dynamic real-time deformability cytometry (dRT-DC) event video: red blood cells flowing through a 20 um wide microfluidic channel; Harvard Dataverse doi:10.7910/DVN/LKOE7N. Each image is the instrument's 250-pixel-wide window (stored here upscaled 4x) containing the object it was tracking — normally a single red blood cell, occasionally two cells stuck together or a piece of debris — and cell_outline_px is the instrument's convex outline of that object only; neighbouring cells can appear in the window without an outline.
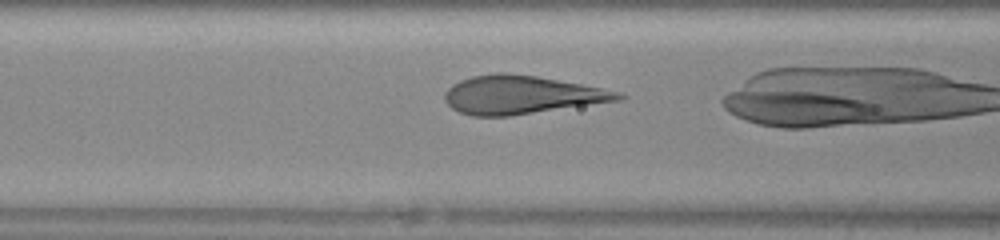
{"species": "human", "species_latin": "Homo sapiens", "temperature_condition": "warm", "stored_images_in_passage": 5, "camera_frame_rate_fps": 3000, "um_per_image_px": 0.085, "donor": {"sex": "female"}, "frame": {"image": 1, "passage_image": 3, "time_ms": 0.667, "image_size_px": [1000, 240], "cell_outline_px": [[628, 96], [624, 100], [508, 116], [472, 116], [460, 112], [452, 108], [444, 100], [444, 92], [452, 84], [460, 80], [472, 76], [496, 72], [504, 72], [536, 76], [580, 84], [620, 92]], "centroid_in_image_um": [44.32, 8.06], "position_along_channel_um": 122.3, "area_um2": 38.78}}